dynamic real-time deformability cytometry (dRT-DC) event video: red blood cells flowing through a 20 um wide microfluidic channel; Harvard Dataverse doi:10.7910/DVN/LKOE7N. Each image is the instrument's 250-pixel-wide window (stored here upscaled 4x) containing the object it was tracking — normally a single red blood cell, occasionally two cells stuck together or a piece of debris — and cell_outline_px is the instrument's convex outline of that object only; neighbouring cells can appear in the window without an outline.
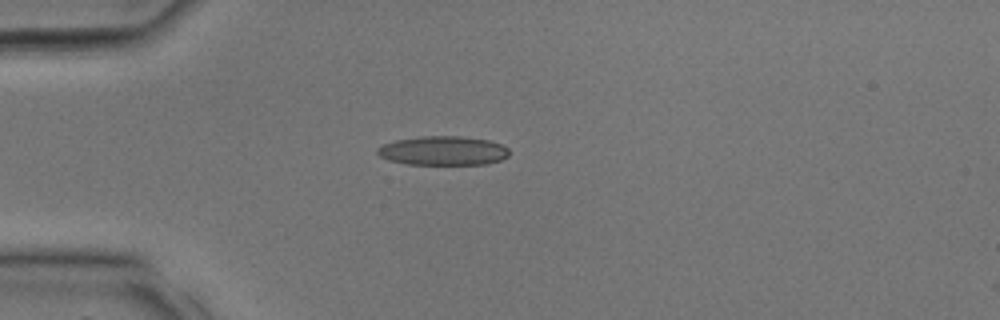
{"species": "common noctule bat (a hibernating species)", "species_latin": "Nyctalus noctula", "temperature_condition": "room temperature", "stored_images_in_passage": 3, "camera_frame_rate_fps": 3000, "um_per_image_px": 0.085, "animal": {"sex": "male", "body_mass_g": 17.9, "forearm_length_mm": 54.2}, "frame": {"image": 1, "passage_image": 1, "time_ms": 0.0, "image_size_px": [1000, 320], "cell_outline_px": [[508, 156], [500, 160], [488, 164], [408, 164], [388, 160], [380, 156], [376, 152], [376, 148], [384, 144], [396, 140], [420, 136], [460, 136], [488, 140], [500, 144], [508, 148]], "centroid_in_image_um": [37.65, 12.81], "position_along_channel_um": 47.4, "area_um2": 22.31}}